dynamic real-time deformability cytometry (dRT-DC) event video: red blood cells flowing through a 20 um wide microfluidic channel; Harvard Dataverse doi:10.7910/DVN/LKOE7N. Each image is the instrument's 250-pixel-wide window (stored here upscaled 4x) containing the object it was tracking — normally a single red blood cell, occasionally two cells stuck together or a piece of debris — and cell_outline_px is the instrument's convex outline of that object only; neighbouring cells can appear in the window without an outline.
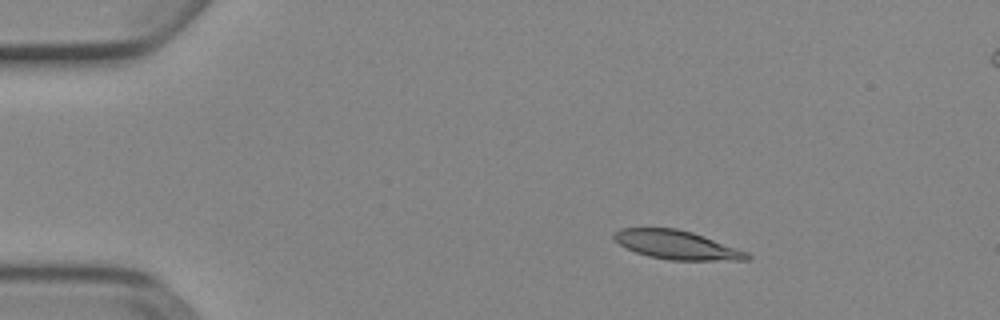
{"species": "Egyptian fruit bat (a non-hibernating species)", "species_latin": "Rousettus aegyptiacus", "temperature_condition": "cold", "stored_images_in_passage": 6, "segment_of_instrument_passage": [1, 2], "camera_frame_rate_fps": 3000, "um_per_image_px": 0.085, "animal": {"sex": "female"}, "frame": {"image": 1, "passage_image": 3, "time_ms": 0.667, "image_size_px": [1000, 320], "cell_outline_px": [[752, 256], [748, 260], [668, 260], [648, 256], [636, 252], [612, 240], [612, 236], [620, 228], [676, 228], [692, 232], [704, 236], [748, 252]], "centroid_in_image_um": [57.52, 20.82], "position_along_channel_um": 27.5, "area_um2": 22.25}}